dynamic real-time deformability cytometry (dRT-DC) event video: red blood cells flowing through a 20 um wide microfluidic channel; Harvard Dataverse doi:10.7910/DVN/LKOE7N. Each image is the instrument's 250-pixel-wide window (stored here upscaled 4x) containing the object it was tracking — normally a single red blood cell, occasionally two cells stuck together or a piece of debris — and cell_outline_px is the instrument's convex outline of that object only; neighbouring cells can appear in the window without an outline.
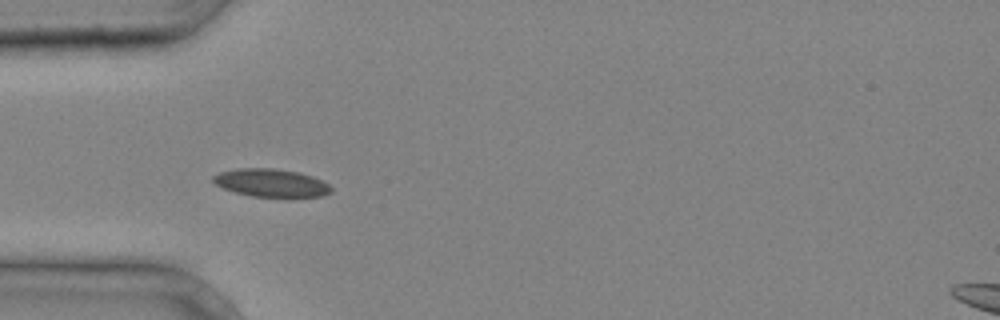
{"species": "common noctule bat (a hibernating species)", "species_latin": "Nyctalus noctula", "temperature_condition": "cold", "stored_images_in_passage": 3, "camera_frame_rate_fps": 3000, "um_per_image_px": 0.085, "animal": {"sex": "male", "body_mass_g": 20.4}, "frame": {"image": 1, "passage_image": 3, "time_ms": 0.667, "image_size_px": [1000, 320], "cell_outline_px": [[332, 192], [324, 196], [292, 200], [252, 196], [236, 192], [224, 188], [216, 184], [212, 180], [212, 176], [220, 172], [240, 168], [272, 168], [296, 172], [312, 176], [328, 184], [332, 188]], "centroid_in_image_um": [23.12, 15.6], "position_along_channel_um": 61.9, "area_um2": 19.88}}